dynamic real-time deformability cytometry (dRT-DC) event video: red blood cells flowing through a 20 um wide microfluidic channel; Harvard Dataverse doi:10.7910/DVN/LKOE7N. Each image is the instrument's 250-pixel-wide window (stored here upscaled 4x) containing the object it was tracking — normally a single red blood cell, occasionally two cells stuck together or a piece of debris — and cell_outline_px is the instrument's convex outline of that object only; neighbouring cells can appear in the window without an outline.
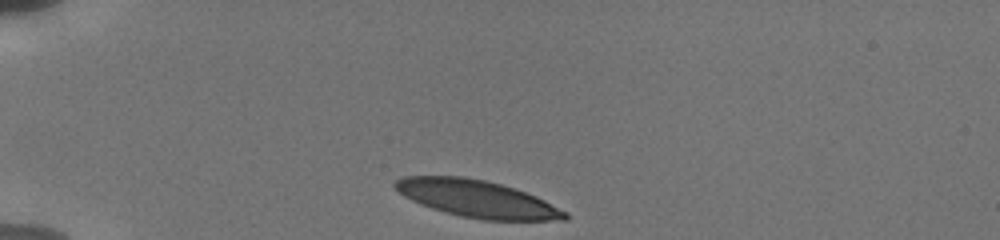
{"species": "human", "species_latin": "Homo sapiens", "temperature_condition": "cold", "stored_images_in_passage": 26, "camera_frame_rate_fps": 3000, "um_per_image_px": 0.085, "donor": {"sex": "male"}, "frame": {"image": 1, "passage_image": 1, "time_ms": 0.0, "image_size_px": [1000, 240], "cell_outline_px": [[568, 220], [484, 220], [460, 216], [432, 208], [420, 204], [404, 196], [392, 184], [396, 180], [404, 176], [464, 176], [484, 180], [500, 184], [536, 196], [568, 212]], "centroid_in_image_um": [40.55, 16.9], "position_along_channel_um": 44.4, "area_um2": 36.47}}
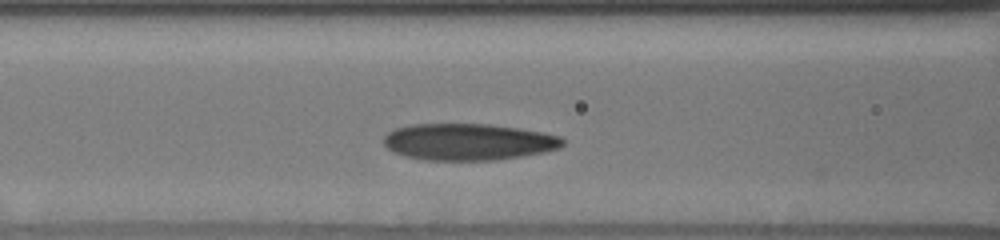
{"frame": {"image": 2, "passage_image": 8, "time_ms": 3.333, "image_size_px": [1000, 240], "cell_outline_px": [[564, 144], [560, 148], [544, 152], [496, 160], [424, 160], [404, 156], [392, 152], [384, 144], [384, 136], [388, 132], [396, 128], [412, 124], [488, 124], [544, 132], [560, 136], [564, 140]], "centroid_in_image_um": [39.8, 12.06], "position_along_channel_um": 126.8, "area_um2": 38.32}}
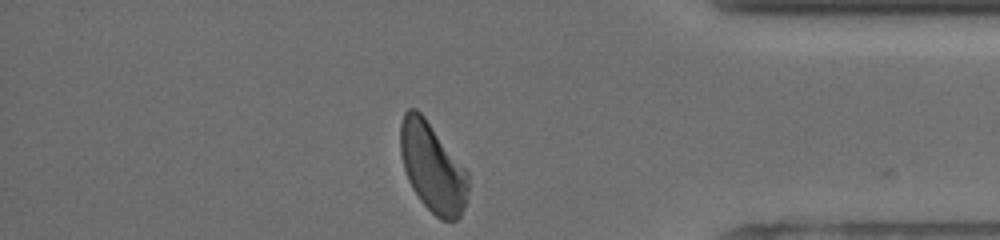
{"frame": {"image": 3, "passage_image": 26, "time_ms": 11.0, "image_size_px": [1000, 240], "cell_outline_px": [[468, 192], [464, 208], [460, 216], [456, 220], [440, 220], [420, 200], [412, 188], [408, 180], [404, 168], [400, 152], [400, 124], [404, 112], [408, 108], [416, 108], [424, 116], [468, 172]], "centroid_in_image_um": [36.75, 14.23], "position_along_channel_um": 398.5, "area_um2": 35.08}, "authors_computed_cell_mechanics": {"area_um2": 37.7723, "velocity_mm_per_s": 3.7868, "shape_relaxation_time_tau1_ms": 4.9312, "shape_relaxation_time_tau2_ms": 1.7247, "deformation_change_tau1": 0.1572, "deformation_change_tau2": 0.0843}}